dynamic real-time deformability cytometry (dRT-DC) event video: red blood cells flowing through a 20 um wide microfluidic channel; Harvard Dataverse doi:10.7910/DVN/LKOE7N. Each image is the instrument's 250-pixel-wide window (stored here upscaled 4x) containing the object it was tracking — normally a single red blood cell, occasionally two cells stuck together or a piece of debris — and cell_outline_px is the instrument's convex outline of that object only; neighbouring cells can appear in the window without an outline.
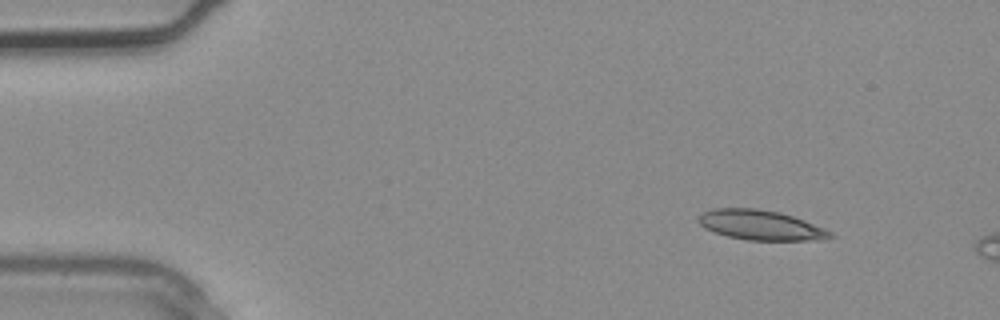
{"species": "common noctule bat (a hibernating species)", "species_latin": "Nyctalus noctula", "temperature_condition": "warm", "stored_images_in_passage": 2, "camera_frame_rate_fps": 3000, "um_per_image_px": 0.085, "animal": {"sex": "male", "body_mass_g": 20.4}, "frame": {"image": 1, "passage_image": 1, "time_ms": 0.0, "image_size_px": [1000, 320], "cell_outline_px": [[836, 236], [816, 240], [748, 240], [728, 236], [704, 228], [696, 220], [704, 212], [712, 208], [756, 208], [780, 212], [804, 220], [824, 228], [832, 232]], "centroid_in_image_um": [64.66, 19.13], "position_along_channel_um": 20.3, "area_um2": 22.83}}